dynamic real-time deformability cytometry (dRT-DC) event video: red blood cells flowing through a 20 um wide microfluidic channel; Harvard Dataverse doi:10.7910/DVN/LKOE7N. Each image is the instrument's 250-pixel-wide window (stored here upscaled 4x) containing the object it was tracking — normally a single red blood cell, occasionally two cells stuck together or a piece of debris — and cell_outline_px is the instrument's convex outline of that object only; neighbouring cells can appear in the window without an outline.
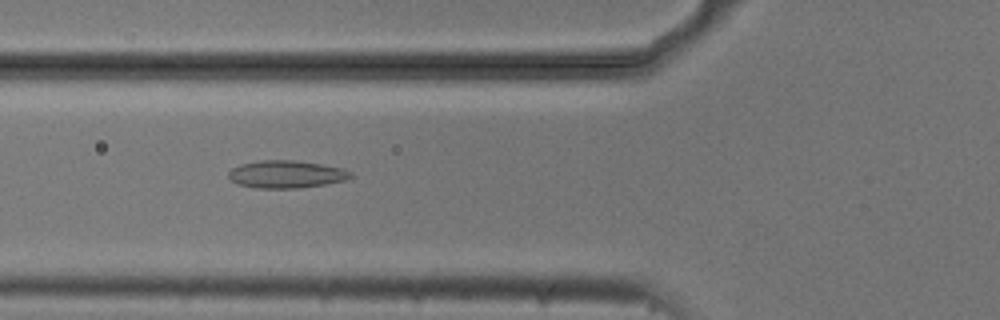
{"species": "common noctule bat (a hibernating species)", "species_latin": "Nyctalus noctula", "temperature_condition": "cold", "stored_images_in_passage": 40, "camera_frame_rate_fps": 3000, "um_per_image_px": 0.085, "animal": {"sex": "male", "body_mass_g": 20.5, "forearm_length_mm": 52.5}, "frame": {"image": 1, "passage_image": 6, "time_ms": 1.667, "image_size_px": [1000, 320], "cell_outline_px": [[356, 176], [348, 180], [300, 188], [256, 188], [236, 184], [228, 176], [228, 172], [232, 168], [240, 164], [260, 160], [292, 160], [320, 164], [344, 168], [352, 172]], "centroid_in_image_um": [24.37, 14.81], "position_along_channel_um": 101.4, "area_um2": 19.83}}
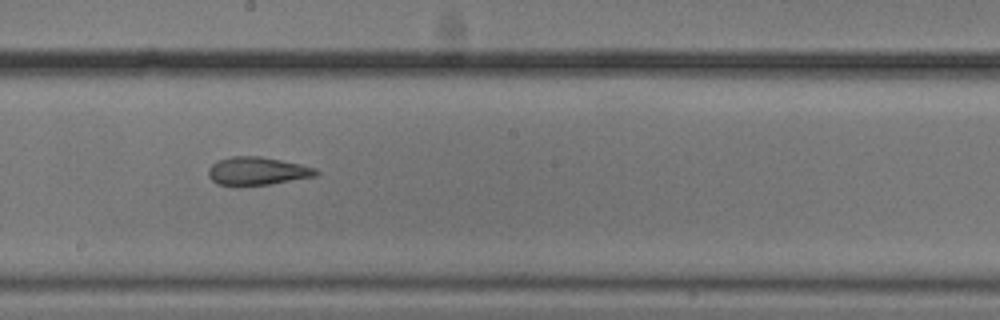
{"frame": {"image": 2, "passage_image": 16, "time_ms": 5.0, "image_size_px": [1000, 320], "cell_outline_px": [[320, 172], [316, 176], [272, 184], [236, 188], [216, 184], [208, 176], [208, 168], [216, 160], [232, 156], [260, 156], [300, 164], [316, 168]], "centroid_in_image_um": [21.81, 14.57], "position_along_channel_um": 226.4, "area_um2": 18.26}}
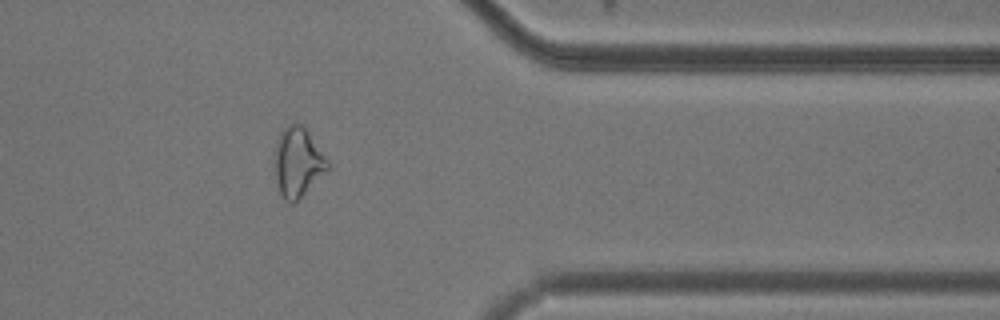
{"frame": {"image": 3, "passage_image": 30, "time_ms": 9.667, "image_size_px": [1000, 320], "cell_outline_px": [[328, 168], [292, 204], [284, 200], [280, 192], [276, 180], [276, 140], [280, 132], [288, 124], [300, 124], [304, 128], [328, 160]], "centroid_in_image_um": [25.28, 13.77], "position_along_channel_um": 386.1, "area_um2": 20.4}, "authors_computed_cell_mechanics": {"area_um2": 18.9295, "velocity_mm_per_s": 3.7275, "shape_relaxation_time_tau1_ms": null, "shape_relaxation_time_tau2_ms": 5.0788, "deformation_change_tau1": null, "deformation_change_tau2": 0.1393}}